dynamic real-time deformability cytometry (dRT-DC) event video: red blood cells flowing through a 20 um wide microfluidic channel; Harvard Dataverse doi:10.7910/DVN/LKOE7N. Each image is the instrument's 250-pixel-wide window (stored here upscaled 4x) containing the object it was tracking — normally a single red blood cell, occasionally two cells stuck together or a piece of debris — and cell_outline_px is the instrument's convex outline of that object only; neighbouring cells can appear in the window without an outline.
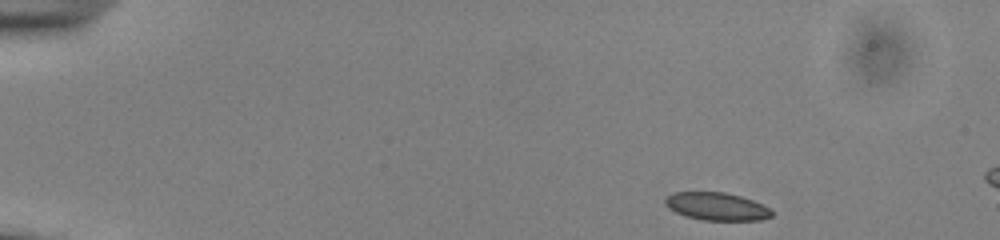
{"species": "common noctule bat (a hibernating species)", "species_latin": "Nyctalus noctula", "temperature_condition": "cold", "stored_images_in_passage": 10, "camera_frame_rate_fps": 3000, "um_per_image_px": 0.085, "animal": {"sex": "male", "body_mass_g": 13.0, "forearm_length_mm": 53.1}, "frame": {"image": 1, "passage_image": 1, "time_ms": 0.0, "image_size_px": [1000, 240], "cell_outline_px": [[772, 216], [760, 220], [704, 220], [684, 216], [668, 208], [664, 204], [664, 200], [672, 192], [724, 192], [740, 196], [764, 204], [772, 212]], "centroid_in_image_um": [60.89, 17.54], "position_along_channel_um": 24.1, "area_um2": 17.28}}